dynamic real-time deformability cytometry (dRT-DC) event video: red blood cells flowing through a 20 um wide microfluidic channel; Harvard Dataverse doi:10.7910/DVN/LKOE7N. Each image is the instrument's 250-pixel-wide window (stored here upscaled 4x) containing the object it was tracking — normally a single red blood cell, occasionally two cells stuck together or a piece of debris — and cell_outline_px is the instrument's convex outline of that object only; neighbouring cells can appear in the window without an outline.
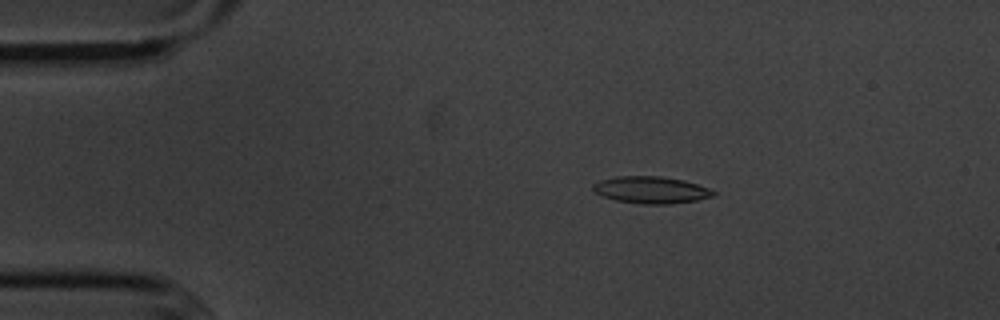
{"species": "common noctule bat (a hibernating species)", "species_latin": "Nyctalus noctula", "temperature_condition": "cold", "stored_images_in_passage": 6, "camera_frame_rate_fps": 3000, "um_per_image_px": 0.085, "animal": {"sex": "male", "body_mass_g": 20.1, "forearm_length_mm": 53.5}, "frame": {"image": 1, "passage_image": 3, "time_ms": 2.333, "image_size_px": [1000, 320], "cell_outline_px": [[716, 196], [696, 200], [668, 204], [640, 204], [616, 200], [604, 196], [596, 192], [592, 188], [592, 184], [600, 180], [616, 176], [660, 176], [684, 180], [708, 188], [716, 192]], "centroid_in_image_um": [55.35, 16.14], "position_along_channel_um": 29.7, "area_um2": 18.84}}
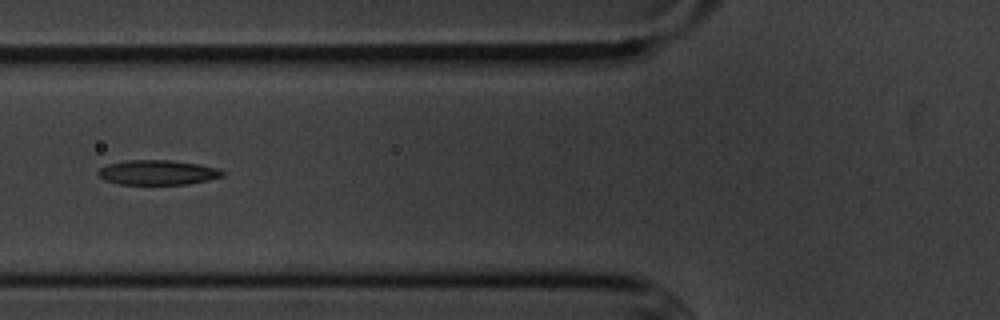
{"frame": {"image": 2, "passage_image": 6, "time_ms": 6.0, "image_size_px": [1000, 320], "cell_outline_px": [[224, 176], [208, 180], [188, 184], [120, 184], [104, 180], [96, 172], [100, 168], [108, 164], [128, 160], [172, 160], [196, 164], [216, 168], [224, 172]], "centroid_in_image_um": [13.38, 14.66], "position_along_channel_um": 112.4, "area_um2": 17.8}}